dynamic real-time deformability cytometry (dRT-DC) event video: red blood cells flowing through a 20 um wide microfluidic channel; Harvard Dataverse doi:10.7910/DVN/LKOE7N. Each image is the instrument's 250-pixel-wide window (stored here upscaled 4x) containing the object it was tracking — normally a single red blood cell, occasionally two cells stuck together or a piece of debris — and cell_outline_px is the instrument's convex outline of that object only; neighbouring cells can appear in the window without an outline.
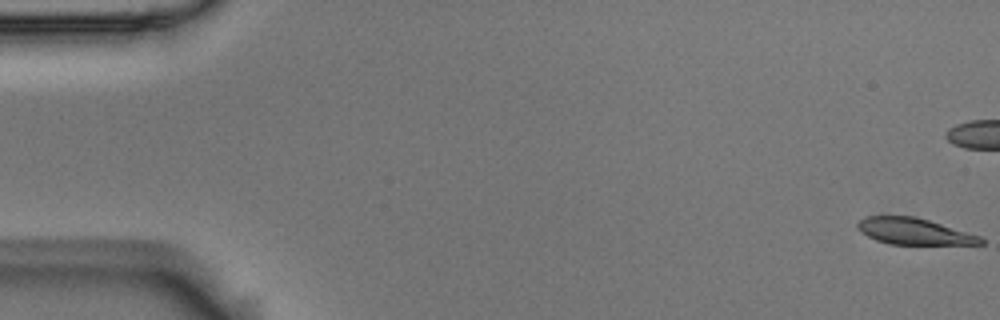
{"species": "Egyptian fruit bat (a non-hibernating species)", "species_latin": "Rousettus aegyptiacus", "temperature_condition": "room temperature", "stored_images_in_passage": 56, "camera_frame_rate_fps": 3000, "um_per_image_px": 0.085, "animal": {"sex": "male"}, "frame": {"image": 1, "passage_image": 1, "time_ms": 0.0, "image_size_px": [1000, 320], "cell_outline_px": [[984, 244], [888, 244], [876, 240], [860, 232], [856, 228], [856, 224], [864, 216], [916, 216], [980, 236], [984, 240]], "centroid_in_image_um": [77.65, 19.66], "position_along_channel_um": 7.4, "area_um2": 18.9}}
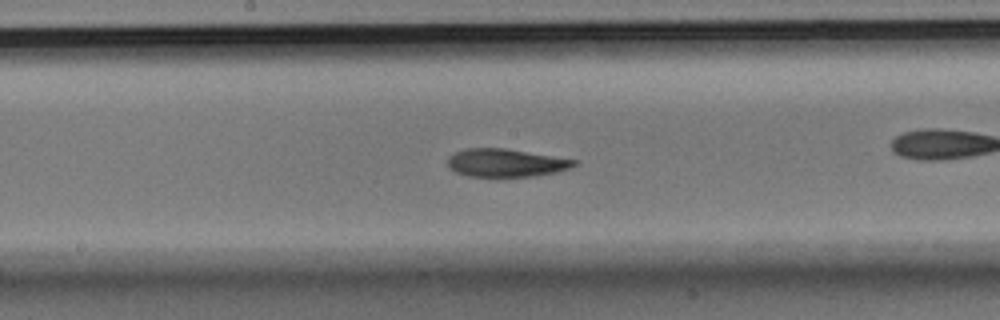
{"frame": {"image": 2, "passage_image": 29, "time_ms": 9.333, "image_size_px": [1000, 320], "cell_outline_px": [[576, 164], [568, 168], [536, 176], [504, 180], [468, 176], [456, 172], [448, 168], [448, 156], [456, 152], [468, 148], [504, 148], [576, 160]], "centroid_in_image_um": [42.92, 13.89], "position_along_channel_um": 205.3, "area_um2": 21.21}}
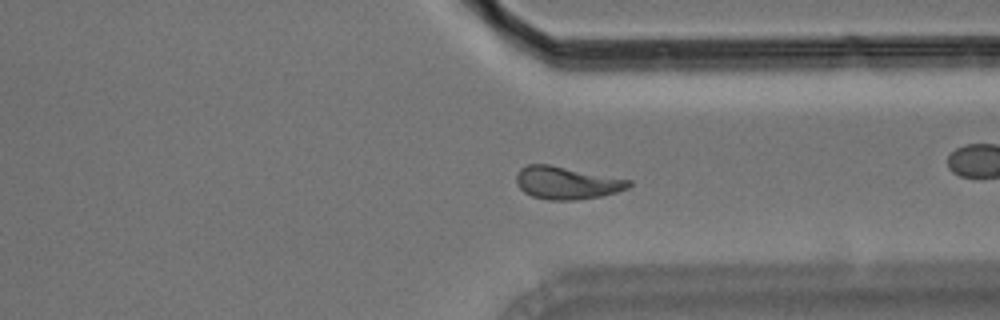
{"frame": {"image": 3, "passage_image": 42, "time_ms": 13.667, "image_size_px": [1000, 320], "cell_outline_px": [[632, 184], [628, 188], [616, 192], [600, 196], [576, 200], [548, 200], [532, 196], [524, 192], [516, 184], [516, 176], [520, 168], [528, 164], [548, 164], [632, 180]], "centroid_in_image_um": [48.16, 15.54], "position_along_channel_um": 363.2, "area_um2": 21.39}, "authors_computed_cell_mechanics": {"area_um2": 21.1548, "velocity_mm_per_s": 3.6554, "shape_relaxation_time_tau1_ms": 8.1046, "shape_relaxation_time_tau2_ms": 5.5343, "deformation_change_tau1": 0.208, "deformation_change_tau2": 0.1208}}